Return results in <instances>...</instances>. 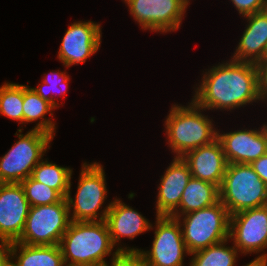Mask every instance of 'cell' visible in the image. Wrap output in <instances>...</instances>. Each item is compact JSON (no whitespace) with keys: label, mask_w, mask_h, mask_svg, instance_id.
Instances as JSON below:
<instances>
[{"label":"cell","mask_w":267,"mask_h":266,"mask_svg":"<svg viewBox=\"0 0 267 266\" xmlns=\"http://www.w3.org/2000/svg\"><path fill=\"white\" fill-rule=\"evenodd\" d=\"M156 230L150 251H141L149 266H183V254H188L179 219L157 216Z\"/></svg>","instance_id":"9c48e42d"},{"label":"cell","mask_w":267,"mask_h":266,"mask_svg":"<svg viewBox=\"0 0 267 266\" xmlns=\"http://www.w3.org/2000/svg\"><path fill=\"white\" fill-rule=\"evenodd\" d=\"M185 215L181 230L189 255L229 239L231 215L220 200Z\"/></svg>","instance_id":"8992f818"},{"label":"cell","mask_w":267,"mask_h":266,"mask_svg":"<svg viewBox=\"0 0 267 266\" xmlns=\"http://www.w3.org/2000/svg\"><path fill=\"white\" fill-rule=\"evenodd\" d=\"M223 147V152L228 164H251L265 153L267 144L262 129L238 130L226 134L218 132L217 138Z\"/></svg>","instance_id":"9a60e30c"},{"label":"cell","mask_w":267,"mask_h":266,"mask_svg":"<svg viewBox=\"0 0 267 266\" xmlns=\"http://www.w3.org/2000/svg\"><path fill=\"white\" fill-rule=\"evenodd\" d=\"M0 241V266H9L10 259L13 258L10 256L12 242L2 236H0Z\"/></svg>","instance_id":"4dcf8cb0"},{"label":"cell","mask_w":267,"mask_h":266,"mask_svg":"<svg viewBox=\"0 0 267 266\" xmlns=\"http://www.w3.org/2000/svg\"><path fill=\"white\" fill-rule=\"evenodd\" d=\"M18 247L20 255L16 263L10 261L11 266H66L59 245L40 246L13 242L10 256L16 257Z\"/></svg>","instance_id":"d6986e66"},{"label":"cell","mask_w":267,"mask_h":266,"mask_svg":"<svg viewBox=\"0 0 267 266\" xmlns=\"http://www.w3.org/2000/svg\"><path fill=\"white\" fill-rule=\"evenodd\" d=\"M20 184L31 207L57 203L64 198L57 190L37 182L31 176Z\"/></svg>","instance_id":"cb8c5ba5"},{"label":"cell","mask_w":267,"mask_h":266,"mask_svg":"<svg viewBox=\"0 0 267 266\" xmlns=\"http://www.w3.org/2000/svg\"><path fill=\"white\" fill-rule=\"evenodd\" d=\"M229 238L239 252H259L267 247V207L250 208L230 216Z\"/></svg>","instance_id":"8fae6325"},{"label":"cell","mask_w":267,"mask_h":266,"mask_svg":"<svg viewBox=\"0 0 267 266\" xmlns=\"http://www.w3.org/2000/svg\"><path fill=\"white\" fill-rule=\"evenodd\" d=\"M59 246L66 266H105L104 257L114 248L105 220L71 221Z\"/></svg>","instance_id":"7a4b0ae2"},{"label":"cell","mask_w":267,"mask_h":266,"mask_svg":"<svg viewBox=\"0 0 267 266\" xmlns=\"http://www.w3.org/2000/svg\"><path fill=\"white\" fill-rule=\"evenodd\" d=\"M220 201L230 215L239 211L266 205L267 185L250 164H227L219 187Z\"/></svg>","instance_id":"5b68a950"},{"label":"cell","mask_w":267,"mask_h":266,"mask_svg":"<svg viewBox=\"0 0 267 266\" xmlns=\"http://www.w3.org/2000/svg\"><path fill=\"white\" fill-rule=\"evenodd\" d=\"M255 173L267 185V153L250 164Z\"/></svg>","instance_id":"f546056e"},{"label":"cell","mask_w":267,"mask_h":266,"mask_svg":"<svg viewBox=\"0 0 267 266\" xmlns=\"http://www.w3.org/2000/svg\"><path fill=\"white\" fill-rule=\"evenodd\" d=\"M55 107L47 100L42 99L28 86H24L23 123L33 122L43 117Z\"/></svg>","instance_id":"d4e9b609"},{"label":"cell","mask_w":267,"mask_h":266,"mask_svg":"<svg viewBox=\"0 0 267 266\" xmlns=\"http://www.w3.org/2000/svg\"><path fill=\"white\" fill-rule=\"evenodd\" d=\"M182 159L188 164L192 177L221 186L228 163L218 139L187 152Z\"/></svg>","instance_id":"2e32d148"},{"label":"cell","mask_w":267,"mask_h":266,"mask_svg":"<svg viewBox=\"0 0 267 266\" xmlns=\"http://www.w3.org/2000/svg\"><path fill=\"white\" fill-rule=\"evenodd\" d=\"M24 85L5 83L0 87V114L23 124Z\"/></svg>","instance_id":"603a6c76"},{"label":"cell","mask_w":267,"mask_h":266,"mask_svg":"<svg viewBox=\"0 0 267 266\" xmlns=\"http://www.w3.org/2000/svg\"><path fill=\"white\" fill-rule=\"evenodd\" d=\"M143 29L175 31L179 28L188 0H125Z\"/></svg>","instance_id":"30bf717a"},{"label":"cell","mask_w":267,"mask_h":266,"mask_svg":"<svg viewBox=\"0 0 267 266\" xmlns=\"http://www.w3.org/2000/svg\"><path fill=\"white\" fill-rule=\"evenodd\" d=\"M255 100H260L255 64L234 60L208 71L193 99L204 110L233 109Z\"/></svg>","instance_id":"6da1fadb"},{"label":"cell","mask_w":267,"mask_h":266,"mask_svg":"<svg viewBox=\"0 0 267 266\" xmlns=\"http://www.w3.org/2000/svg\"><path fill=\"white\" fill-rule=\"evenodd\" d=\"M71 175L72 169L60 167L47 160H41L33 169L31 177L37 182L57 190L66 198L69 191Z\"/></svg>","instance_id":"44dd1931"},{"label":"cell","mask_w":267,"mask_h":266,"mask_svg":"<svg viewBox=\"0 0 267 266\" xmlns=\"http://www.w3.org/2000/svg\"><path fill=\"white\" fill-rule=\"evenodd\" d=\"M100 33V25L91 21L71 24L60 45L59 60L65 67L85 62L99 49Z\"/></svg>","instance_id":"4fadbf2b"},{"label":"cell","mask_w":267,"mask_h":266,"mask_svg":"<svg viewBox=\"0 0 267 266\" xmlns=\"http://www.w3.org/2000/svg\"><path fill=\"white\" fill-rule=\"evenodd\" d=\"M114 253L110 266H149L147 258L139 249L121 247ZM105 266L109 265L106 264Z\"/></svg>","instance_id":"484cf974"},{"label":"cell","mask_w":267,"mask_h":266,"mask_svg":"<svg viewBox=\"0 0 267 266\" xmlns=\"http://www.w3.org/2000/svg\"><path fill=\"white\" fill-rule=\"evenodd\" d=\"M51 74L50 75L48 74V76H46L47 78L44 79L43 84L41 86L38 85L37 88H31V89L34 92H36L42 99L47 100L48 102H50L56 108L58 106V103H56L54 101L53 96L52 97L47 96V92L49 93V90H45L46 88H44L43 85L45 84V86H48V84H49V87L52 88V90H53L55 88H58V85H60V83H62V84L64 83L63 85L65 86L64 87L65 89L62 88L60 90V93L63 94V93L66 92V89H67L66 87L68 85L67 82L69 80V77H68V75H64L66 73H64V72L60 73L59 71L58 72H53L52 71ZM50 77H52V78H50ZM53 77H55L56 79L55 78L53 79Z\"/></svg>","instance_id":"4316f807"},{"label":"cell","mask_w":267,"mask_h":266,"mask_svg":"<svg viewBox=\"0 0 267 266\" xmlns=\"http://www.w3.org/2000/svg\"><path fill=\"white\" fill-rule=\"evenodd\" d=\"M245 266H267V254H263Z\"/></svg>","instance_id":"1f68e13d"},{"label":"cell","mask_w":267,"mask_h":266,"mask_svg":"<svg viewBox=\"0 0 267 266\" xmlns=\"http://www.w3.org/2000/svg\"><path fill=\"white\" fill-rule=\"evenodd\" d=\"M191 177L188 164L182 157H175L159 184L157 216H171L180 219L181 216L176 208L179 207L182 193Z\"/></svg>","instance_id":"5bb4252c"},{"label":"cell","mask_w":267,"mask_h":266,"mask_svg":"<svg viewBox=\"0 0 267 266\" xmlns=\"http://www.w3.org/2000/svg\"><path fill=\"white\" fill-rule=\"evenodd\" d=\"M200 110L203 109L194 101L187 107H172L165 125L170 148L177 153L176 157H183L187 152L211 144L218 138L212 121Z\"/></svg>","instance_id":"277c9868"},{"label":"cell","mask_w":267,"mask_h":266,"mask_svg":"<svg viewBox=\"0 0 267 266\" xmlns=\"http://www.w3.org/2000/svg\"><path fill=\"white\" fill-rule=\"evenodd\" d=\"M99 221H106L113 244L121 237L133 239L136 235L152 228V225L140 213L115 199L100 215Z\"/></svg>","instance_id":"e0dca14e"},{"label":"cell","mask_w":267,"mask_h":266,"mask_svg":"<svg viewBox=\"0 0 267 266\" xmlns=\"http://www.w3.org/2000/svg\"><path fill=\"white\" fill-rule=\"evenodd\" d=\"M243 16L267 9V0H231Z\"/></svg>","instance_id":"83f0119b"},{"label":"cell","mask_w":267,"mask_h":266,"mask_svg":"<svg viewBox=\"0 0 267 266\" xmlns=\"http://www.w3.org/2000/svg\"><path fill=\"white\" fill-rule=\"evenodd\" d=\"M226 242L227 240L192 253L194 257L190 266H234L238 250L235 246L225 247Z\"/></svg>","instance_id":"7402d4cb"},{"label":"cell","mask_w":267,"mask_h":266,"mask_svg":"<svg viewBox=\"0 0 267 266\" xmlns=\"http://www.w3.org/2000/svg\"><path fill=\"white\" fill-rule=\"evenodd\" d=\"M66 198L30 207L23 233L17 242L26 245H59L71 220Z\"/></svg>","instance_id":"52a82bcc"},{"label":"cell","mask_w":267,"mask_h":266,"mask_svg":"<svg viewBox=\"0 0 267 266\" xmlns=\"http://www.w3.org/2000/svg\"><path fill=\"white\" fill-rule=\"evenodd\" d=\"M220 200L219 187L211 182L191 177L182 193L180 210L182 214L214 205Z\"/></svg>","instance_id":"ffe728a7"},{"label":"cell","mask_w":267,"mask_h":266,"mask_svg":"<svg viewBox=\"0 0 267 266\" xmlns=\"http://www.w3.org/2000/svg\"><path fill=\"white\" fill-rule=\"evenodd\" d=\"M244 17L248 18L249 24L243 32L233 60L255 64L265 57L267 47V9Z\"/></svg>","instance_id":"ac0fdd59"},{"label":"cell","mask_w":267,"mask_h":266,"mask_svg":"<svg viewBox=\"0 0 267 266\" xmlns=\"http://www.w3.org/2000/svg\"><path fill=\"white\" fill-rule=\"evenodd\" d=\"M30 207L20 183H0V236L12 243L17 242Z\"/></svg>","instance_id":"7c38bea8"},{"label":"cell","mask_w":267,"mask_h":266,"mask_svg":"<svg viewBox=\"0 0 267 266\" xmlns=\"http://www.w3.org/2000/svg\"><path fill=\"white\" fill-rule=\"evenodd\" d=\"M264 59H267V47H266V52H265V57Z\"/></svg>","instance_id":"836d02e7"},{"label":"cell","mask_w":267,"mask_h":266,"mask_svg":"<svg viewBox=\"0 0 267 266\" xmlns=\"http://www.w3.org/2000/svg\"><path fill=\"white\" fill-rule=\"evenodd\" d=\"M257 71L258 94L260 99L267 97V59L255 63Z\"/></svg>","instance_id":"f1b7e54d"},{"label":"cell","mask_w":267,"mask_h":266,"mask_svg":"<svg viewBox=\"0 0 267 266\" xmlns=\"http://www.w3.org/2000/svg\"><path fill=\"white\" fill-rule=\"evenodd\" d=\"M262 129V132L265 136V139H266V144H267V124L266 125H263V127H261Z\"/></svg>","instance_id":"d6a6232c"},{"label":"cell","mask_w":267,"mask_h":266,"mask_svg":"<svg viewBox=\"0 0 267 266\" xmlns=\"http://www.w3.org/2000/svg\"><path fill=\"white\" fill-rule=\"evenodd\" d=\"M54 130L55 124L44 119L25 135L16 133L19 141L0 159V183H21L30 177L53 139Z\"/></svg>","instance_id":"3957f363"},{"label":"cell","mask_w":267,"mask_h":266,"mask_svg":"<svg viewBox=\"0 0 267 266\" xmlns=\"http://www.w3.org/2000/svg\"><path fill=\"white\" fill-rule=\"evenodd\" d=\"M103 167L98 163L83 164L78 183L75 201L70 196L71 181L66 200L69 206V214L73 205L71 221L96 222L98 210L104 203L106 196V183Z\"/></svg>","instance_id":"ba28073f"}]
</instances>
